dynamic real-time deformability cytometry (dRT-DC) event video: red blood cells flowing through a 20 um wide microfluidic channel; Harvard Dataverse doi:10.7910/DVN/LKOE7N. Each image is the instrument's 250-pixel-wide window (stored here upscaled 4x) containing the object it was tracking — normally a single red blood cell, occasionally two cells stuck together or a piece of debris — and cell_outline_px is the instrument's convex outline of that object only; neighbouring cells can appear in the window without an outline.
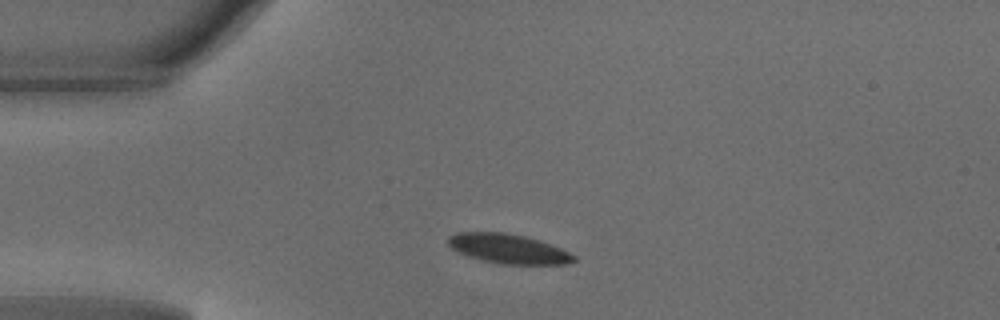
{"species": "common noctule bat (a hibernating species)", "species_latin": "Nyctalus noctula", "temperature_condition": "warm", "stored_images_in_passage": 38, "camera_frame_rate_fps": 3000, "um_per_image_px": 0.085, "animal": {"sex": "male", "body_mass_g": 18.8}, "frame": {"image": 1, "passage_image": 1, "time_ms": 0.0, "image_size_px": [1000, 320], "cell_outline_px": [[576, 260], [568, 264], [500, 264], [468, 256], [452, 248], [448, 244], [448, 236], [456, 232], [504, 232], [524, 236], [540, 240], [560, 248], [576, 256]], "centroid_in_image_um": [43.21, 21.14], "position_along_channel_um": 41.8, "area_um2": 21.5}}
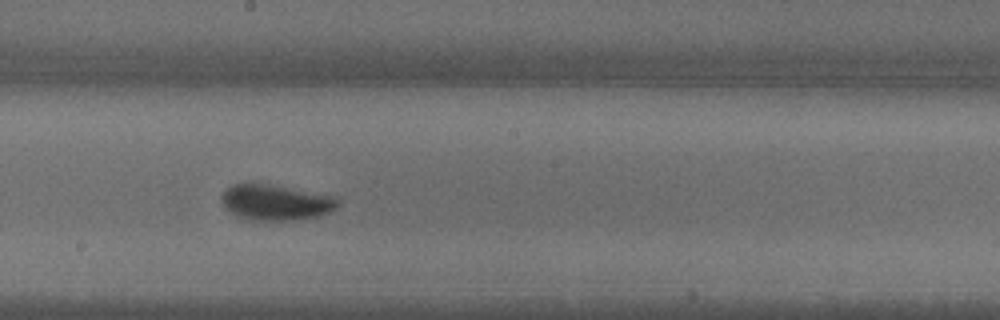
{"frame": {"image": 2, "passage_image": 16, "time_ms": 5.0, "image_size_px": [1000, 320], "cell_outline_px": [[340, 204], [332, 212], [320, 216], [300, 220], [252, 220], [236, 216], [228, 212], [224, 208], [220, 200], [220, 196], [232, 184], [268, 184], [336, 196]], "centroid_in_image_um": [23.45, 17.22], "position_along_channel_um": 224.8, "area_um2": 24.45}}
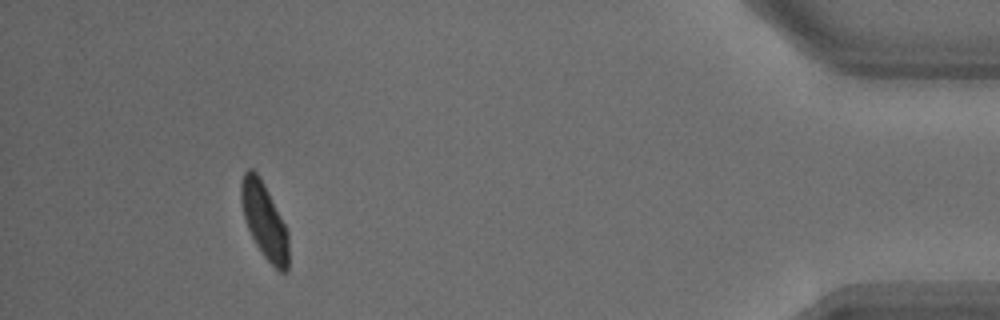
{"frame": {"image": 3, "passage_image": 34, "time_ms": 11.0, "image_size_px": [1000, 320], "cell_outline_px": [[288, 272], [280, 272], [264, 256], [256, 244], [248, 228], [244, 216], [240, 200], [240, 184], [244, 172], [248, 168], [252, 168], [256, 172], [264, 184], [288, 232]], "centroid_in_image_um": [22.45, 18.74], "position_along_channel_um": 412.7, "area_um2": 20.58}, "authors_computed_cell_mechanics": {"area_um2": 22.3397, "velocity_mm_per_s": 4.1425, "shape_relaxation_time_tau1_ms": 2.3736, "shape_relaxation_time_tau2_ms": 0.8406, "deformation_change_tau1": 0.1137, "deformation_change_tau2": 0.0598}}